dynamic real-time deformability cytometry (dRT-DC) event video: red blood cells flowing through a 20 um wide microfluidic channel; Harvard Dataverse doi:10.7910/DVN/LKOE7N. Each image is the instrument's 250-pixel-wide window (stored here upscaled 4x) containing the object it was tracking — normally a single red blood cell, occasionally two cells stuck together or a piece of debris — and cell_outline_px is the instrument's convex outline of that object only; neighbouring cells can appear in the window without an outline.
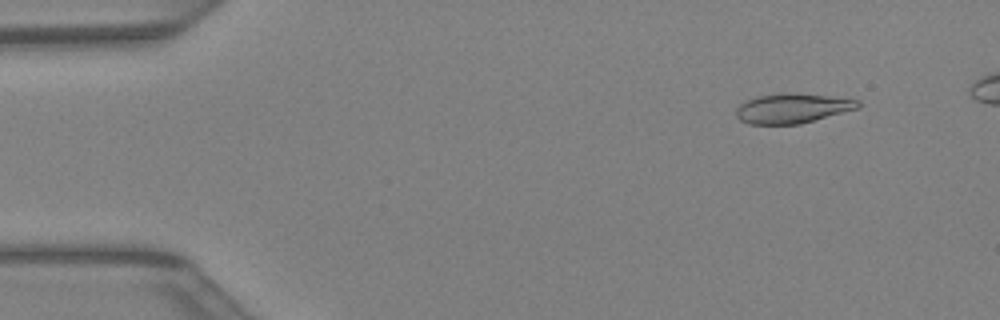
{"species": "Egyptian fruit bat (a non-hibernating species)", "species_latin": "Rousettus aegyptiacus", "temperature_condition": "warm", "stored_images_in_passage": 39, "camera_frame_rate_fps": 3000, "um_per_image_px": 0.085, "animal": {"sex": "female"}, "frame": {"image": 1, "passage_image": 4, "time_ms": 1.0, "image_size_px": [1000, 320], "cell_outline_px": [[860, 108], [800, 124], [748, 124], [740, 120], [736, 116], [736, 108], [740, 104], [756, 96], [784, 92], [796, 92], [860, 100]], "centroid_in_image_um": [67.36, 9.2], "position_along_channel_um": 17.6, "area_um2": 21.33}}
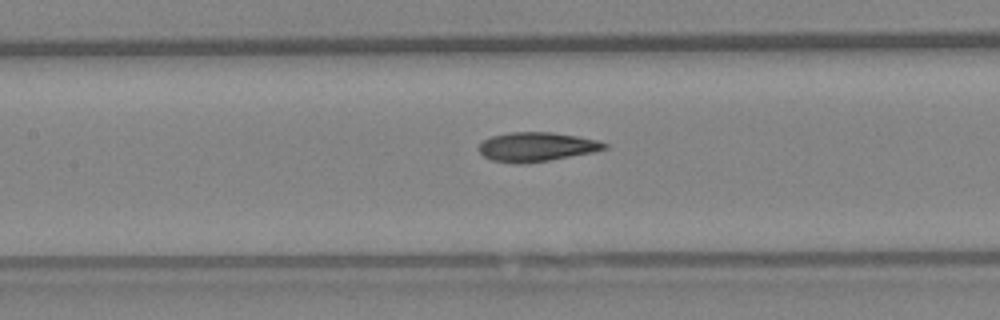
{"frame": {"image": 2, "passage_image": 19, "time_ms": 6.0, "image_size_px": [1000, 320], "cell_outline_px": [[608, 148], [592, 152], [548, 160], [516, 164], [492, 160], [484, 156], [480, 152], [480, 144], [484, 140], [492, 136], [512, 132], [552, 132], [576, 136], [596, 140], [608, 144]], "centroid_in_image_um": [45.61, 12.47], "position_along_channel_um": 161.8, "area_um2": 20.98}}
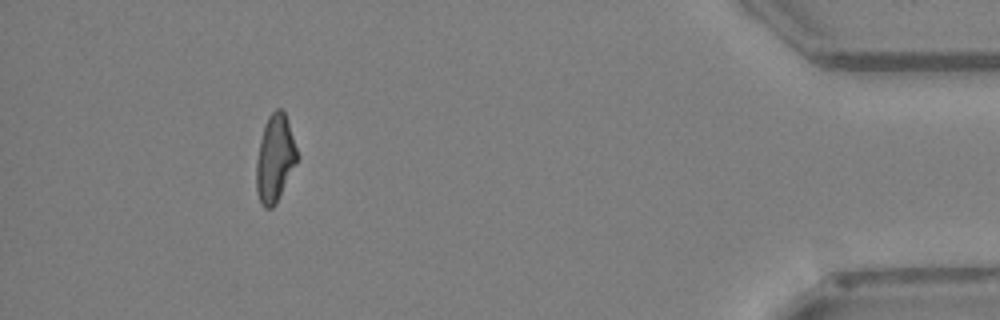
{"frame": {"image": 3, "passage_image": 38, "time_ms": 12.333, "image_size_px": [1000, 320], "cell_outline_px": [[300, 156], [276, 204], [272, 208], [264, 208], [256, 192], [256, 160], [260, 140], [264, 124], [268, 116], [276, 108], [280, 108], [284, 112]], "centroid_in_image_um": [23.37, 13.47], "position_along_channel_um": 411.8, "area_um2": 20.87}}